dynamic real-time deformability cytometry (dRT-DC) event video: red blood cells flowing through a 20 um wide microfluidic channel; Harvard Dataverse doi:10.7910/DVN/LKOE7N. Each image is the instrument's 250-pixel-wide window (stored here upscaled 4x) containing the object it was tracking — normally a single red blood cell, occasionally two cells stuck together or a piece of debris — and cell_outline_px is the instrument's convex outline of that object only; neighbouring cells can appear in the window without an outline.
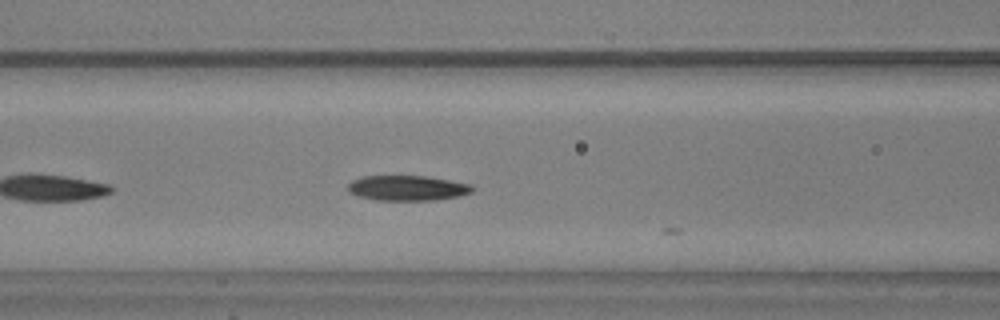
{"species": "common noctule bat (a hibernating species)", "species_latin": "Nyctalus noctula", "temperature_condition": "warm", "stored_images_in_passage": 13, "camera_frame_rate_fps": 3000, "um_per_image_px": 0.085, "animal": {"sex": "male", "body_mass_g": 20.5, "forearm_length_mm": 52.5}, "frame": {"image": 1, "passage_image": 9, "time_ms": 2.667, "image_size_px": [1000, 320], "cell_outline_px": [[476, 188], [472, 192], [456, 196], [436, 200], [376, 200], [360, 196], [348, 192], [348, 184], [352, 180], [364, 176], [424, 176], [472, 184]], "centroid_in_image_um": [34.63, 15.98], "position_along_channel_um": 132.0, "area_um2": 18.15}}